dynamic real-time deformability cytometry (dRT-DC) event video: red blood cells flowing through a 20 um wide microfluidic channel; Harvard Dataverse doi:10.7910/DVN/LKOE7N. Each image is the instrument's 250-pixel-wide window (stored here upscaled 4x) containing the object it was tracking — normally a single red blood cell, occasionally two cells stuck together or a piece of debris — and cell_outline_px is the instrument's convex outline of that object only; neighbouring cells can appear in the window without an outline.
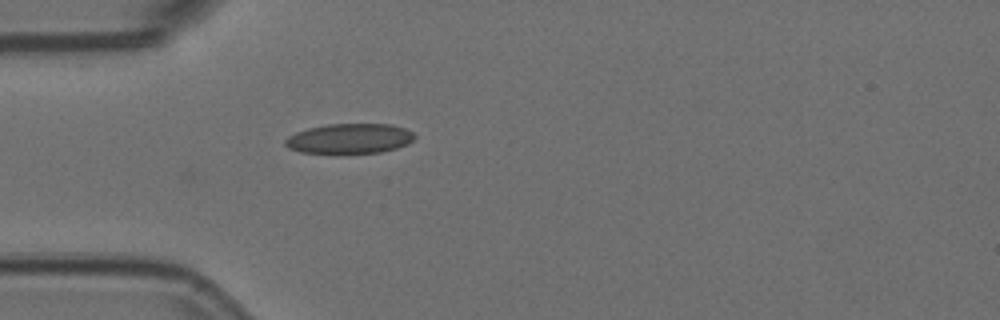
{"species": "Egyptian fruit bat (a non-hibernating species)", "species_latin": "Rousettus aegyptiacus", "temperature_condition": "room temperature", "stored_images_in_passage": 5, "camera_frame_rate_fps": 3000, "um_per_image_px": 0.085, "animal": {"sex": "female"}, "frame": {"image": 1, "passage_image": 5, "time_ms": 1.333, "image_size_px": [1000, 320], "cell_outline_px": [[416, 136], [408, 144], [396, 148], [380, 152], [300, 152], [288, 148], [284, 144], [284, 140], [288, 136], [296, 132], [308, 128], [328, 124], [392, 124], [404, 128], [412, 132]], "centroid_in_image_um": [29.71, 11.76], "position_along_channel_um": 55.3, "area_um2": 22.31}}